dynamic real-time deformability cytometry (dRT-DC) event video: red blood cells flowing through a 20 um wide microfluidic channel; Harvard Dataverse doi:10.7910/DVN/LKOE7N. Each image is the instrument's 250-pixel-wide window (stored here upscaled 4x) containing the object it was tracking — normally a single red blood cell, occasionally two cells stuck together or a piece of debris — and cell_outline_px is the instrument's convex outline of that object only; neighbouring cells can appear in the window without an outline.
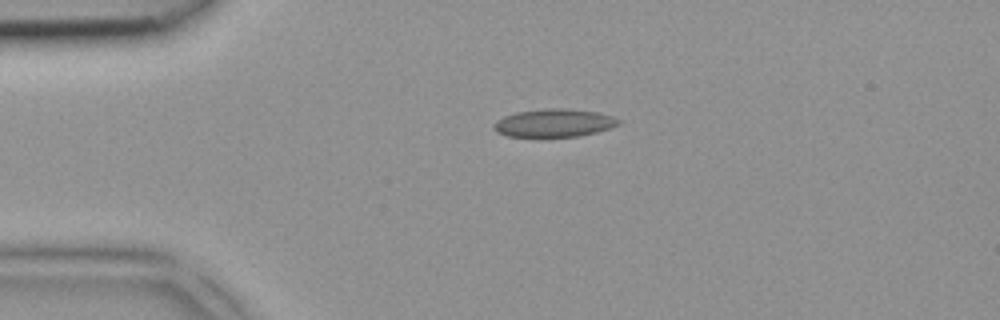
{"species": "common noctule bat (a hibernating species)", "species_latin": "Nyctalus noctula", "temperature_condition": "room temperature", "stored_images_in_passage": 2, "camera_frame_rate_fps": 3000, "um_per_image_px": 0.085, "animal": {"sex": "female", "body_mass_g": 18.4}, "frame": {"image": 1, "passage_image": 1, "time_ms": 0.0, "image_size_px": [1000, 320], "cell_outline_px": [[624, 120], [620, 124], [596, 132], [580, 136], [508, 136], [496, 132], [492, 128], [492, 124], [496, 120], [504, 116], [516, 112], [544, 108], [564, 108], [596, 112], [612, 116]], "centroid_in_image_um": [47.08, 10.44], "position_along_channel_um": 37.9, "area_um2": 20.4}}